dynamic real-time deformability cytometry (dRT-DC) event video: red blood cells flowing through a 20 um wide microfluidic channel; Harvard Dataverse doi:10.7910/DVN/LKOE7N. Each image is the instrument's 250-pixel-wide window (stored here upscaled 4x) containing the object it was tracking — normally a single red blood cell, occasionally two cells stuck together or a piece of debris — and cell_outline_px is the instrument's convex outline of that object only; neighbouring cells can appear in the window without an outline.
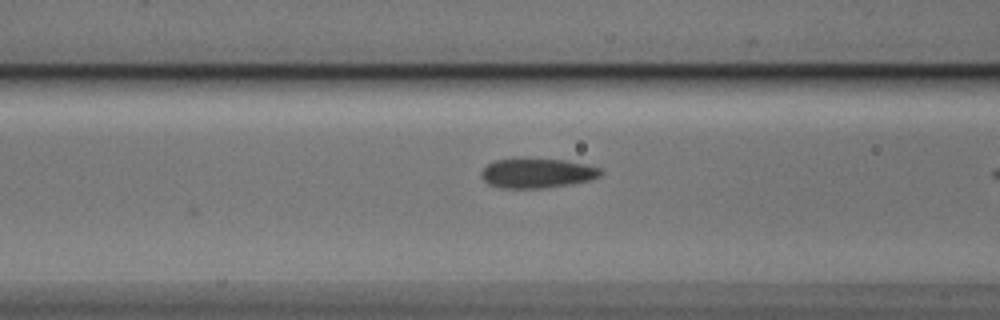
{"species": "Egyptian fruit bat (a non-hibernating species)", "species_latin": "Rousettus aegyptiacus", "temperature_condition": "cold", "stored_images_in_passage": 11, "camera_frame_rate_fps": 3000, "um_per_image_px": 0.085, "animal": {"sex": "male"}, "frame": {"image": 1, "passage_image": 11, "time_ms": 3.333, "image_size_px": [1000, 320], "cell_outline_px": [[604, 172], [600, 176], [588, 180], [572, 184], [544, 188], [504, 188], [488, 184], [480, 176], [480, 172], [488, 164], [496, 160], [516, 156], [524, 156], [564, 160], [584, 164], [600, 168]], "centroid_in_image_um": [45.62, 14.68], "position_along_channel_um": 121.0, "area_um2": 21.27}}